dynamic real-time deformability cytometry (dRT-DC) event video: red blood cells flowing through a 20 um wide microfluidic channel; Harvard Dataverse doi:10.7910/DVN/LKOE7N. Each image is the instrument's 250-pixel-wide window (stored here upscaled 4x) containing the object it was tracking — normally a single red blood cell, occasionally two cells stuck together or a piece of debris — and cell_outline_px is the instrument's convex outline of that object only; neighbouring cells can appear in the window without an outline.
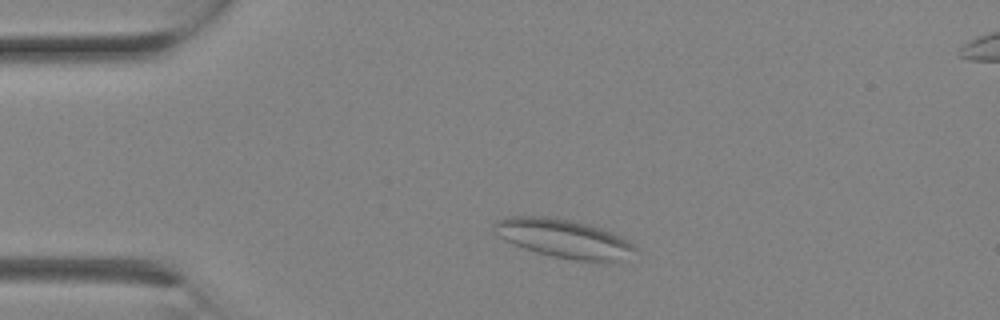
{"species": "Egyptian fruit bat (a non-hibernating species)", "species_latin": "Rousettus aegyptiacus", "temperature_condition": "room temperature", "stored_images_in_passage": 2, "segment_of_instrument_passage": [1, 2], "camera_frame_rate_fps": 3000, "um_per_image_px": 0.085, "animal": {"sex": "female"}, "frame": {"image": 1, "passage_image": 1, "time_ms": 0.0, "image_size_px": [1000, 320], "cell_outline_px": [[636, 248], [616, 260], [576, 260], [552, 256], [536, 252], [504, 240], [492, 228], [492, 224], [496, 220], [508, 216], [544, 216], [568, 220], [588, 224], [612, 232], [628, 240]], "centroid_in_image_um": [47.81, 20.23], "position_along_channel_um": 37.2, "area_um2": 30.81}}